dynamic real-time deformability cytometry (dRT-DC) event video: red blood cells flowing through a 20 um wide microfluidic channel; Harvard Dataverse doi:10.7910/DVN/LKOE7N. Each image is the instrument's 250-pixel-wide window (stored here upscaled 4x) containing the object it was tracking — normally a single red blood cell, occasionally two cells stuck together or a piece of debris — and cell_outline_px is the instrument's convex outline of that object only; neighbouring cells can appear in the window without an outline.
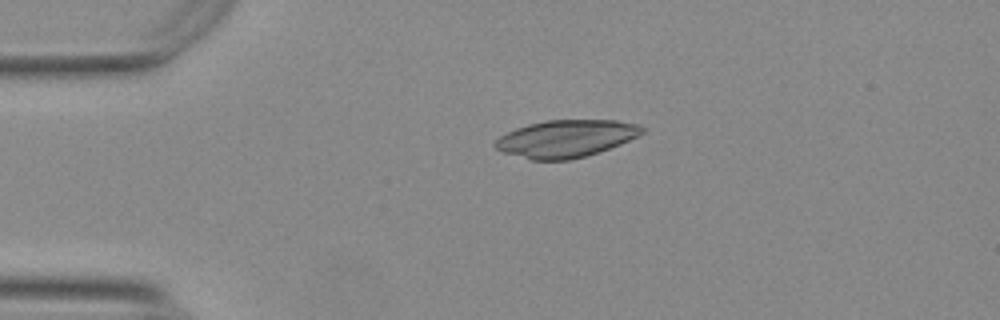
{"species": "Egyptian fruit bat (a non-hibernating species)", "species_latin": "Rousettus aegyptiacus", "temperature_condition": "warm", "stored_images_in_passage": 43, "camera_frame_rate_fps": 3000, "um_per_image_px": 0.085, "animal": {"sex": "female"}, "frame": {"image": 1, "passage_image": 1, "time_ms": 0.0, "image_size_px": [1000, 320], "cell_outline_px": [[644, 132], [620, 144], [584, 156], [568, 160], [532, 160], [504, 152], [496, 148], [492, 144], [500, 136], [516, 128], [528, 124], [544, 120], [616, 120], [640, 124], [644, 128]], "centroid_in_image_um": [48.09, 11.77], "position_along_channel_um": 36.9, "area_um2": 31.67}}
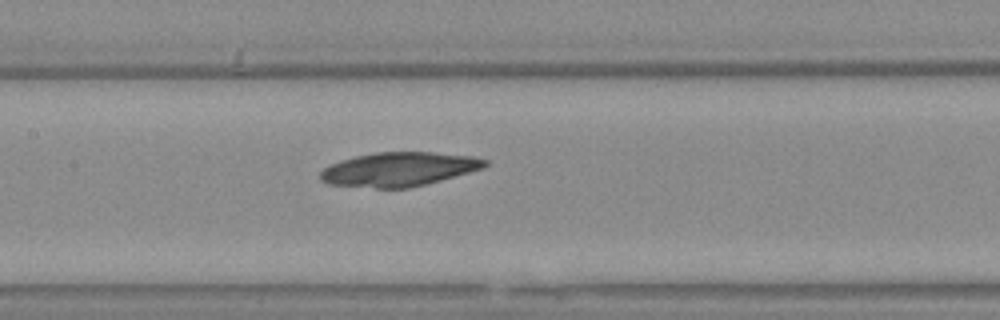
{"frame": {"image": 2, "passage_image": 15, "time_ms": 4.667, "image_size_px": [1000, 320], "cell_outline_px": [[488, 164], [484, 168], [440, 180], [408, 188], [376, 188], [328, 184], [320, 180], [320, 172], [324, 168], [332, 164], [356, 156], [376, 152], [432, 152], [472, 156], [488, 160]], "centroid_in_image_um": [33.92, 14.38], "position_along_channel_um": 173.5, "area_um2": 32.37}}
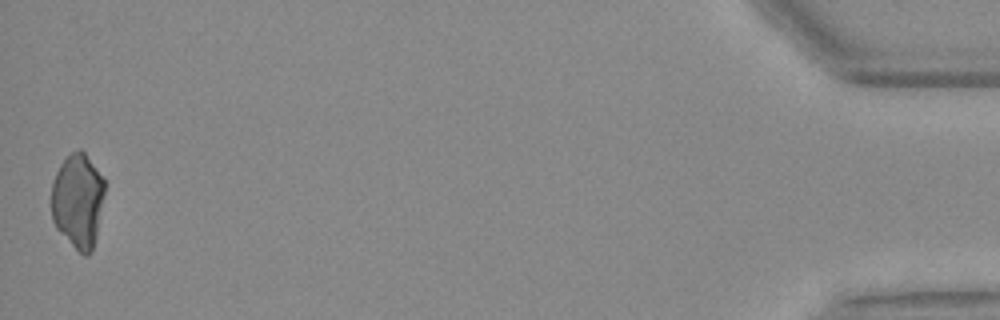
{"frame": {"image": 3, "passage_image": 43, "time_ms": 14.0, "image_size_px": [1000, 320], "cell_outline_px": [[104, 192], [96, 236], [92, 252], [88, 256], [84, 256], [56, 228], [52, 220], [52, 184], [56, 172], [60, 164], [72, 152], [80, 148], [84, 152], [104, 180]], "centroid_in_image_um": [6.61, 17.07], "position_along_channel_um": 428.6, "area_um2": 28.9}}